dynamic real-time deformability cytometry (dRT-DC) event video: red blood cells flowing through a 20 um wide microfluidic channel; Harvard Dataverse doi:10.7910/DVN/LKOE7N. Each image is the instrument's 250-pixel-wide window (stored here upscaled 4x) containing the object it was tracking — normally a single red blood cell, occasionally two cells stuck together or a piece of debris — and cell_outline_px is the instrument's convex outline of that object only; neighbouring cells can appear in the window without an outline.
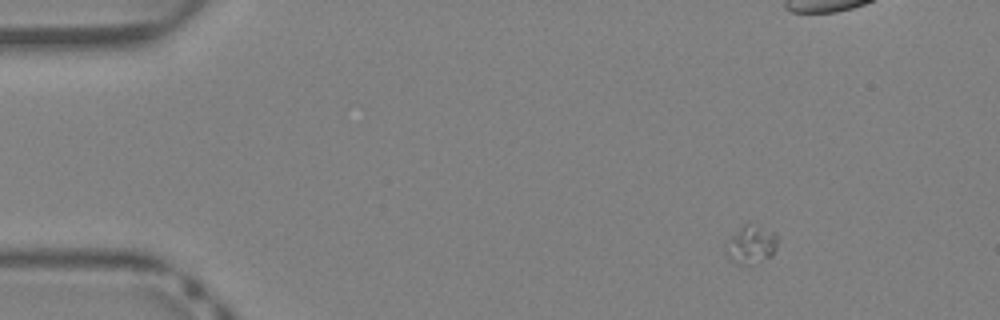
{"species": "Egyptian fruit bat (a non-hibernating species)", "species_latin": "Rousettus aegyptiacus", "temperature_condition": "warm", "stored_images_in_passage": 38, "camera_frame_rate_fps": 3000, "um_per_image_px": 0.085, "animal": {"sex": "female"}, "frame": {"image": 1, "passage_image": 1, "time_ms": 0.0, "image_size_px": [1000, 320], "cell_outline_px": [[776, 248], [772, 256], [752, 264], [740, 264], [732, 260], [728, 256], [728, 252], [732, 236], [748, 220], [772, 232], [776, 236]], "centroid_in_image_um": [63.9, 20.76], "position_along_channel_um": 21.1, "area_um2": 10.98}}